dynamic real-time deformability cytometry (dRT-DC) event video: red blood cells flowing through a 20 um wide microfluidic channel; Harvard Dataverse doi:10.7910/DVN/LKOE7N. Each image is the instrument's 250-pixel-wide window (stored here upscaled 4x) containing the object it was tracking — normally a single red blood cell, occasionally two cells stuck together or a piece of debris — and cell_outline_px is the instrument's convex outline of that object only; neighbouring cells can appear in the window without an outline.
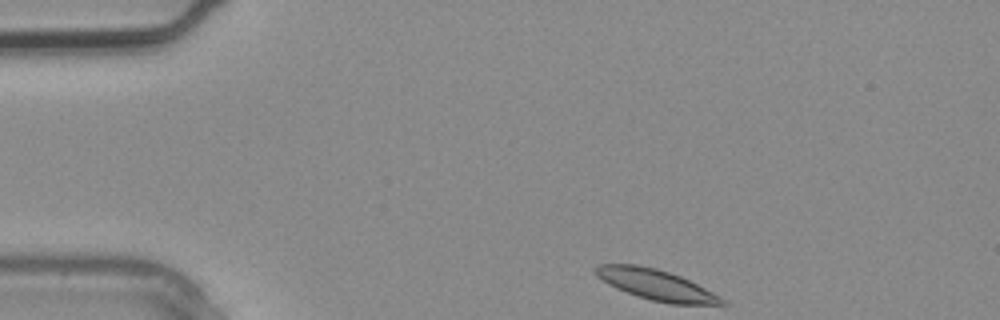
{"species": "common noctule bat (a hibernating species)", "species_latin": "Nyctalus noctula", "temperature_condition": "warm", "stored_images_in_passage": 2, "camera_frame_rate_fps": 3000, "um_per_image_px": 0.085, "animal": {"sex": "male", "body_mass_g": 20.4}, "frame": {"image": 1, "passage_image": 1, "time_ms": 0.0, "image_size_px": [1000, 320], "cell_outline_px": [[728, 304], [672, 304], [652, 300], [616, 288], [608, 284], [596, 276], [592, 268], [600, 264], [636, 264], [656, 268], [680, 276], [720, 296]], "centroid_in_image_um": [55.71, 24.18], "position_along_channel_um": 29.3, "area_um2": 22.14}}